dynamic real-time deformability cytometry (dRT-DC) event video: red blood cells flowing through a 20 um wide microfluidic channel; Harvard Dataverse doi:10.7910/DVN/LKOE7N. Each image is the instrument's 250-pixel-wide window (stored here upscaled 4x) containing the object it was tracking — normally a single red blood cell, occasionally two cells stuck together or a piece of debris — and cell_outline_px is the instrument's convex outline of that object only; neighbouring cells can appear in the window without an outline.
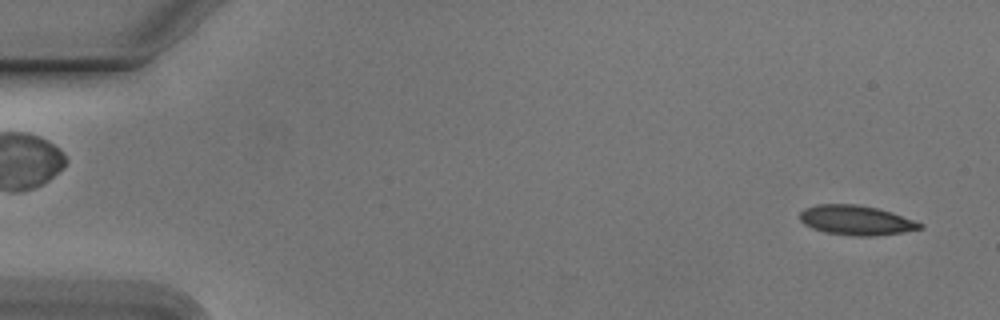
{"species": "Egyptian fruit bat (a non-hibernating species)", "species_latin": "Rousettus aegyptiacus", "temperature_condition": "cold", "stored_images_in_passage": 53, "camera_frame_rate_fps": 3000, "um_per_image_px": 0.085, "animal": {"sex": "male"}, "frame": {"image": 1, "passage_image": 2, "time_ms": 0.333, "image_size_px": [1000, 320], "cell_outline_px": [[924, 228], [904, 232], [876, 236], [852, 236], [824, 232], [812, 228], [804, 224], [800, 220], [800, 212], [804, 208], [816, 204], [856, 204], [876, 208], [892, 212], [924, 224]], "centroid_in_image_um": [72.77, 18.72], "position_along_channel_um": 12.2, "area_um2": 20.92}}
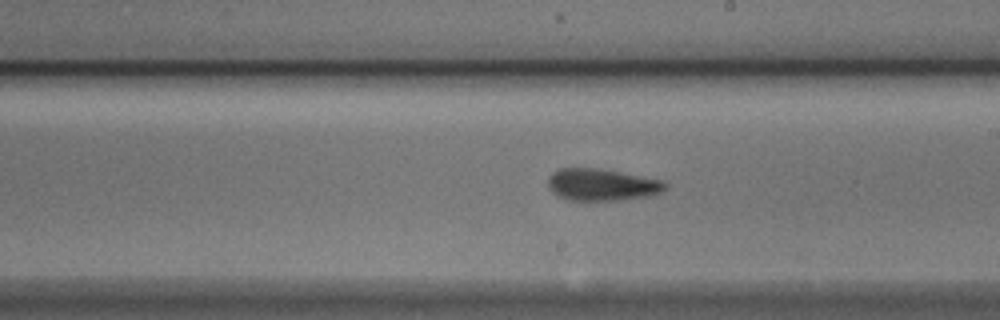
{"frame": {"image": 2, "passage_image": 30, "time_ms": 9.667, "image_size_px": [1000, 320], "cell_outline_px": [[668, 188], [660, 192], [648, 196], [620, 200], [568, 200], [556, 196], [548, 188], [548, 176], [552, 172], [560, 168], [600, 168], [664, 180], [668, 184]], "centroid_in_image_um": [51.15, 15.69], "position_along_channel_um": 237.9, "area_um2": 22.14}}
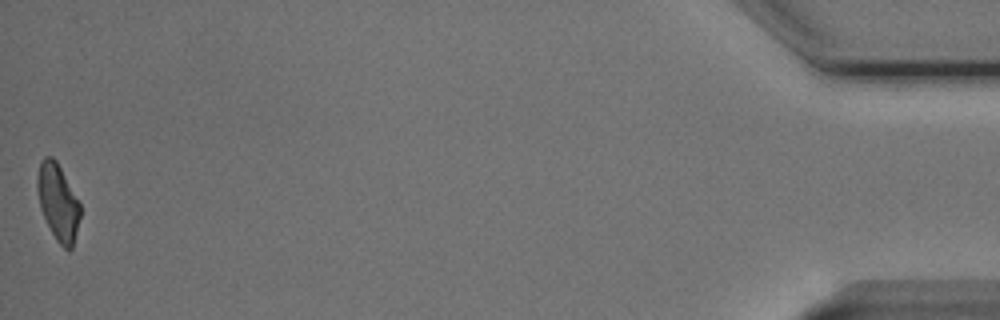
{"frame": {"image": 3, "passage_image": 53, "time_ms": 17.333, "image_size_px": [1000, 320], "cell_outline_px": [[80, 216], [72, 248], [68, 252], [56, 240], [40, 208], [36, 188], [36, 176], [40, 160], [44, 156], [52, 156], [56, 160], [80, 204]], "centroid_in_image_um": [4.9, 17.16], "position_along_channel_um": 430.3, "area_um2": 19.02}, "authors_computed_cell_mechanics": {"area_um2": 21.2126, "velocity_mm_per_s": 3.7793, "shape_relaxation_time_tau1_ms": 7.2292, "shape_relaxation_time_tau2_ms": 2.8607, "deformation_change_tau1": 0.1598, "deformation_change_tau2": 0.086}}